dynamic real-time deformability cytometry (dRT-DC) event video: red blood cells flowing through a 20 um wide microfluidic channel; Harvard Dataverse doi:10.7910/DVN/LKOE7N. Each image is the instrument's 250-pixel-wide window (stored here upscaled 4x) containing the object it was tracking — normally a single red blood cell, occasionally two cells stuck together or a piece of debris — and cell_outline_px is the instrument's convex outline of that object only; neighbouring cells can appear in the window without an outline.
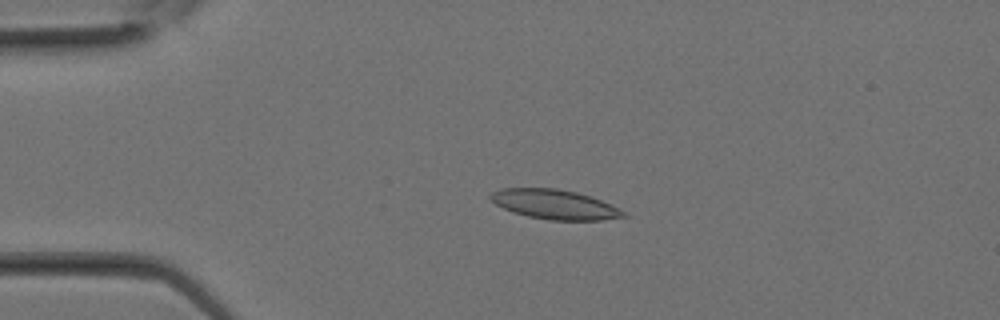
{"species": "Egyptian fruit bat (a non-hibernating species)", "species_latin": "Rousettus aegyptiacus", "temperature_condition": "room temperature", "stored_images_in_passage": 10, "camera_frame_rate_fps": 3000, "um_per_image_px": 0.085, "animal": {"sex": "female"}, "frame": {"image": 1, "passage_image": 6, "time_ms": 1.667, "image_size_px": [1000, 320], "cell_outline_px": [[628, 216], [600, 220], [548, 220], [528, 216], [512, 212], [496, 204], [488, 196], [492, 192], [500, 188], [556, 188], [576, 192], [592, 196], [628, 212]], "centroid_in_image_um": [47.17, 17.37], "position_along_channel_um": 37.8, "area_um2": 23.0}}
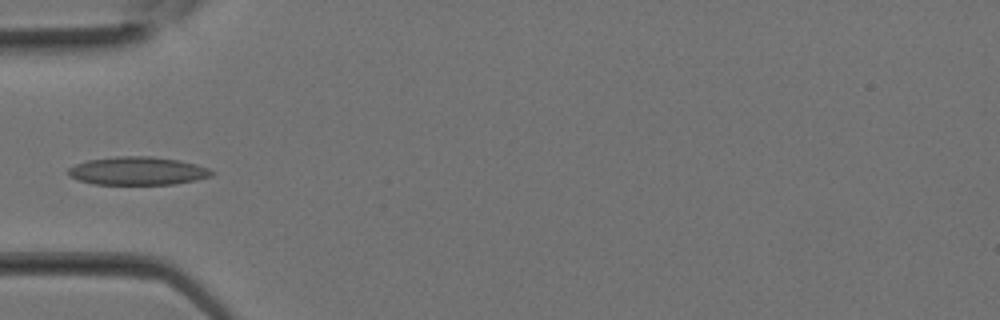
{"frame": {"image": 2, "passage_image": 9, "time_ms": 2.667, "image_size_px": [1000, 320], "cell_outline_px": [[216, 172], [212, 176], [196, 180], [176, 184], [92, 184], [68, 176], [64, 172], [68, 168], [76, 164], [88, 160], [116, 156], [152, 156], [180, 160], [196, 164], [208, 168]], "centroid_in_image_um": [11.7, 14.52], "position_along_channel_um": 73.3, "area_um2": 23.81}}